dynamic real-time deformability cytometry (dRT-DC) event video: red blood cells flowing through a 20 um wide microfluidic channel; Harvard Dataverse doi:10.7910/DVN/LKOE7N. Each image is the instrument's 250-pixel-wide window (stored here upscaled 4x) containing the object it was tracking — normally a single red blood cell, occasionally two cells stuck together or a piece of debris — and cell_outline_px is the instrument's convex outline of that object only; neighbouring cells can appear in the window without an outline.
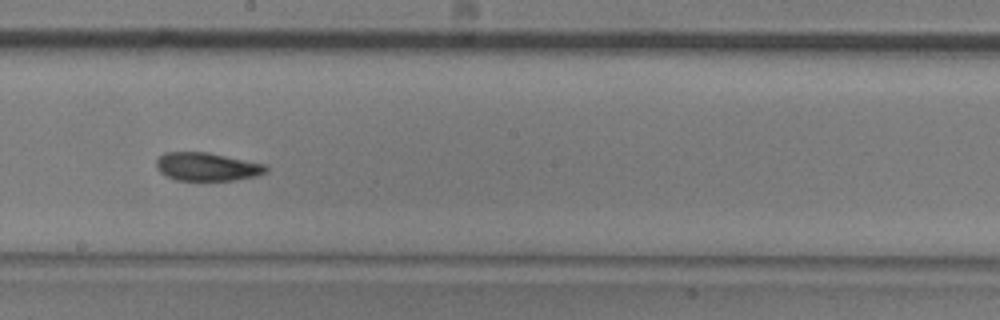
{"species": "common noctule bat (a hibernating species)", "species_latin": "Nyctalus noctula", "temperature_condition": "room temperature", "stored_images_in_passage": 13, "camera_frame_rate_fps": 3000, "um_per_image_px": 0.085, "animal": {"sex": "male", "body_mass_g": 20.5, "forearm_length_mm": 52.5}, "frame": {"image": 1, "passage_image": 7, "time_ms": 2.0, "image_size_px": [1000, 320], "cell_outline_px": [[268, 172], [256, 176], [236, 180], [176, 180], [160, 172], [156, 168], [156, 160], [164, 152], [208, 152], [264, 164], [268, 168]], "centroid_in_image_um": [17.59, 14.17], "position_along_channel_um": 230.6, "area_um2": 18.03}}
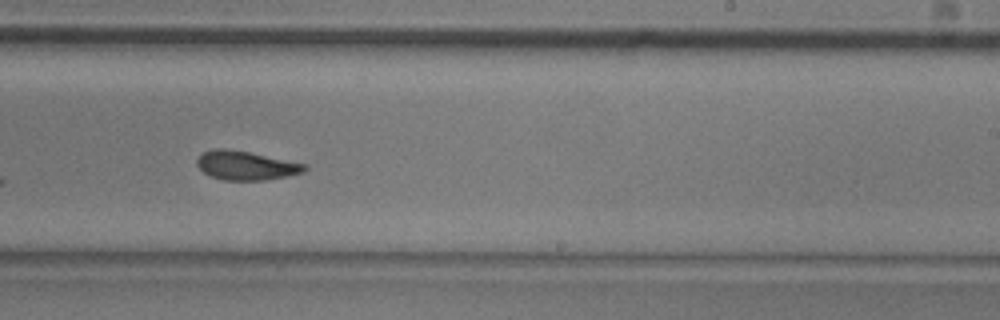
{"frame": {"image": 2, "passage_image": 8, "time_ms": 2.333, "image_size_px": [1000, 320], "cell_outline_px": [[308, 168], [304, 172], [288, 176], [264, 180], [224, 180], [212, 176], [204, 172], [196, 164], [196, 160], [204, 152], [216, 148], [224, 148], [248, 152], [308, 164]], "centroid_in_image_um": [20.94, 14.07], "position_along_channel_um": 268.1, "area_um2": 18.03}}
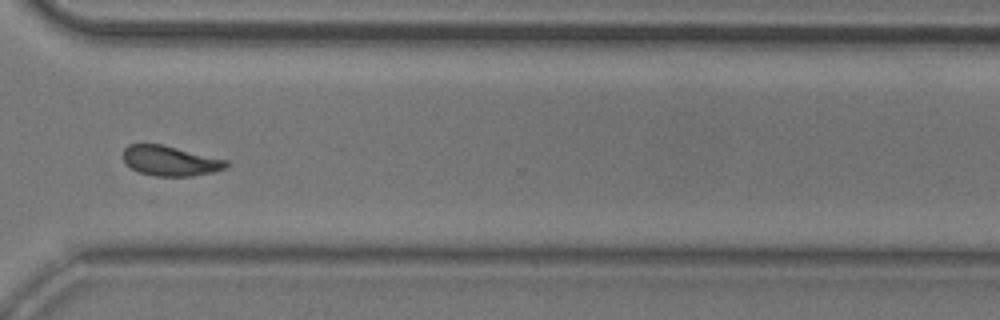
{"frame": {"image": 3, "passage_image": 10, "time_ms": 3.0, "image_size_px": [1000, 320], "cell_outline_px": [[232, 164], [228, 168], [212, 172], [192, 176], [152, 176], [140, 172], [124, 164], [124, 148], [128, 144], [164, 144], [228, 160]], "centroid_in_image_um": [14.51, 13.67], "position_along_channel_um": 356.1, "area_um2": 18.32}}